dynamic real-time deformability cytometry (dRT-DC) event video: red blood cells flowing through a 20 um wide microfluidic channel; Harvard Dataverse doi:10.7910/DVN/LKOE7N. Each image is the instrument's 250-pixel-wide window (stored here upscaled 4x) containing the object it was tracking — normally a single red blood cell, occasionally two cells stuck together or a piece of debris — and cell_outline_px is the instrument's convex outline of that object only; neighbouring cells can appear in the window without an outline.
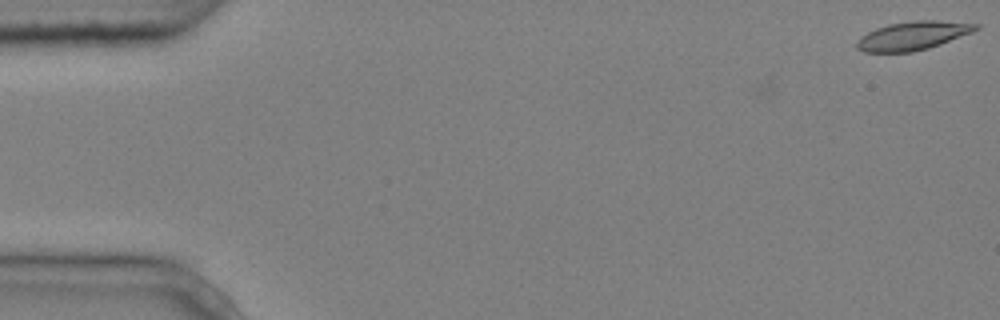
{"species": "common noctule bat (a hibernating species)", "species_latin": "Nyctalus noctula", "temperature_condition": "cold", "stored_images_in_passage": 4, "camera_frame_rate_fps": 3000, "um_per_image_px": 0.085, "animal": {"sex": "male", "body_mass_g": 20.4}, "frame": {"image": 1, "passage_image": 1, "time_ms": 0.0, "image_size_px": [1000, 320], "cell_outline_px": [[980, 28], [972, 32], [940, 44], [928, 48], [912, 52], [864, 52], [856, 48], [856, 40], [860, 36], [876, 28], [888, 24], [912, 20], [940, 20], [980, 24]], "centroid_in_image_um": [77.57, 3.02], "position_along_channel_um": 7.4, "area_um2": 19.94}}
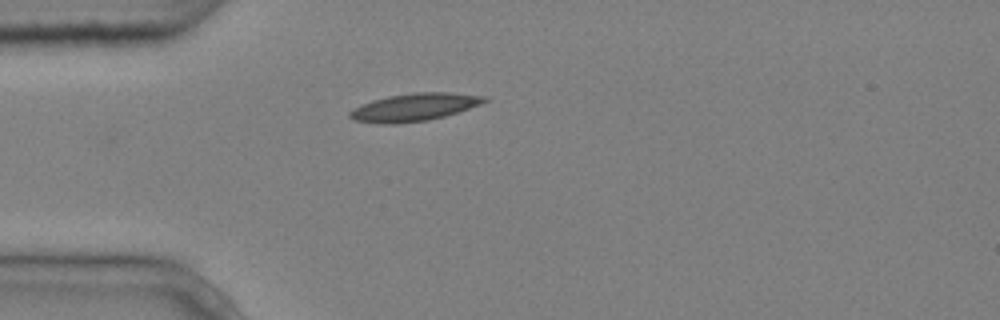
{"frame": {"image": 2, "passage_image": 4, "time_ms": 1.0, "image_size_px": [1000, 320], "cell_outline_px": [[488, 100], [480, 104], [444, 116], [428, 120], [396, 124], [380, 124], [352, 120], [348, 116], [348, 112], [360, 104], [372, 100], [388, 96], [412, 92], [452, 92], [488, 96]], "centroid_in_image_um": [35.17, 9.1], "position_along_channel_um": 49.8, "area_um2": 21.91}}